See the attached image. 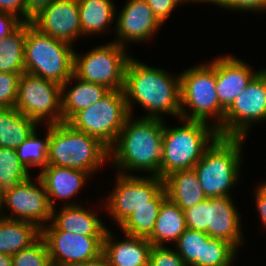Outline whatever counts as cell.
<instances>
[{
    "mask_svg": "<svg viewBox=\"0 0 266 266\" xmlns=\"http://www.w3.org/2000/svg\"><path fill=\"white\" fill-rule=\"evenodd\" d=\"M246 139L218 136L193 167L206 198L232 197L231 188L241 177L242 148Z\"/></svg>",
    "mask_w": 266,
    "mask_h": 266,
    "instance_id": "3",
    "label": "cell"
},
{
    "mask_svg": "<svg viewBox=\"0 0 266 266\" xmlns=\"http://www.w3.org/2000/svg\"><path fill=\"white\" fill-rule=\"evenodd\" d=\"M31 176L15 149L0 147V191L12 188Z\"/></svg>",
    "mask_w": 266,
    "mask_h": 266,
    "instance_id": "30",
    "label": "cell"
},
{
    "mask_svg": "<svg viewBox=\"0 0 266 266\" xmlns=\"http://www.w3.org/2000/svg\"><path fill=\"white\" fill-rule=\"evenodd\" d=\"M23 22L12 14L0 12V42L4 37L11 35Z\"/></svg>",
    "mask_w": 266,
    "mask_h": 266,
    "instance_id": "40",
    "label": "cell"
},
{
    "mask_svg": "<svg viewBox=\"0 0 266 266\" xmlns=\"http://www.w3.org/2000/svg\"><path fill=\"white\" fill-rule=\"evenodd\" d=\"M207 207L208 198H205L199 204L183 210L187 228L207 233Z\"/></svg>",
    "mask_w": 266,
    "mask_h": 266,
    "instance_id": "37",
    "label": "cell"
},
{
    "mask_svg": "<svg viewBox=\"0 0 266 266\" xmlns=\"http://www.w3.org/2000/svg\"><path fill=\"white\" fill-rule=\"evenodd\" d=\"M52 266H74L103 254L105 236H84L58 230L51 222L41 229Z\"/></svg>",
    "mask_w": 266,
    "mask_h": 266,
    "instance_id": "14",
    "label": "cell"
},
{
    "mask_svg": "<svg viewBox=\"0 0 266 266\" xmlns=\"http://www.w3.org/2000/svg\"><path fill=\"white\" fill-rule=\"evenodd\" d=\"M50 222L60 231L84 236H105L108 229L97 212L87 210L81 204L64 205L59 211L53 208Z\"/></svg>",
    "mask_w": 266,
    "mask_h": 266,
    "instance_id": "21",
    "label": "cell"
},
{
    "mask_svg": "<svg viewBox=\"0 0 266 266\" xmlns=\"http://www.w3.org/2000/svg\"><path fill=\"white\" fill-rule=\"evenodd\" d=\"M40 179L43 181L48 199L52 208H55L57 200L65 201L64 205H78L81 203L70 201L71 198L80 193L81 188L89 179L90 174L83 170L67 168L63 166H47L42 171L38 172ZM71 202V203H68Z\"/></svg>",
    "mask_w": 266,
    "mask_h": 266,
    "instance_id": "19",
    "label": "cell"
},
{
    "mask_svg": "<svg viewBox=\"0 0 266 266\" xmlns=\"http://www.w3.org/2000/svg\"><path fill=\"white\" fill-rule=\"evenodd\" d=\"M107 161L109 149L97 138L74 129L67 122L50 124L48 166L79 169L91 176Z\"/></svg>",
    "mask_w": 266,
    "mask_h": 266,
    "instance_id": "6",
    "label": "cell"
},
{
    "mask_svg": "<svg viewBox=\"0 0 266 266\" xmlns=\"http://www.w3.org/2000/svg\"><path fill=\"white\" fill-rule=\"evenodd\" d=\"M126 47L117 42L102 44L79 55L74 50L73 74L79 79L103 85L110 90H123L125 70L131 58Z\"/></svg>",
    "mask_w": 266,
    "mask_h": 266,
    "instance_id": "10",
    "label": "cell"
},
{
    "mask_svg": "<svg viewBox=\"0 0 266 266\" xmlns=\"http://www.w3.org/2000/svg\"><path fill=\"white\" fill-rule=\"evenodd\" d=\"M12 266H52L45 239L40 236L29 247L12 256Z\"/></svg>",
    "mask_w": 266,
    "mask_h": 266,
    "instance_id": "34",
    "label": "cell"
},
{
    "mask_svg": "<svg viewBox=\"0 0 266 266\" xmlns=\"http://www.w3.org/2000/svg\"><path fill=\"white\" fill-rule=\"evenodd\" d=\"M163 131L164 119H136L130 115L109 149V162L119 170L116 173L136 175L130 173L145 171L147 175L160 177Z\"/></svg>",
    "mask_w": 266,
    "mask_h": 266,
    "instance_id": "2",
    "label": "cell"
},
{
    "mask_svg": "<svg viewBox=\"0 0 266 266\" xmlns=\"http://www.w3.org/2000/svg\"><path fill=\"white\" fill-rule=\"evenodd\" d=\"M0 12H6L25 23V0H0Z\"/></svg>",
    "mask_w": 266,
    "mask_h": 266,
    "instance_id": "41",
    "label": "cell"
},
{
    "mask_svg": "<svg viewBox=\"0 0 266 266\" xmlns=\"http://www.w3.org/2000/svg\"><path fill=\"white\" fill-rule=\"evenodd\" d=\"M167 197L182 210L199 204L206 198L194 169L175 171L164 178Z\"/></svg>",
    "mask_w": 266,
    "mask_h": 266,
    "instance_id": "23",
    "label": "cell"
},
{
    "mask_svg": "<svg viewBox=\"0 0 266 266\" xmlns=\"http://www.w3.org/2000/svg\"><path fill=\"white\" fill-rule=\"evenodd\" d=\"M12 256L0 253V266H12Z\"/></svg>",
    "mask_w": 266,
    "mask_h": 266,
    "instance_id": "46",
    "label": "cell"
},
{
    "mask_svg": "<svg viewBox=\"0 0 266 266\" xmlns=\"http://www.w3.org/2000/svg\"><path fill=\"white\" fill-rule=\"evenodd\" d=\"M232 0H191V3H209V4H216L219 7H223L225 9Z\"/></svg>",
    "mask_w": 266,
    "mask_h": 266,
    "instance_id": "45",
    "label": "cell"
},
{
    "mask_svg": "<svg viewBox=\"0 0 266 266\" xmlns=\"http://www.w3.org/2000/svg\"><path fill=\"white\" fill-rule=\"evenodd\" d=\"M256 187L253 199H255L256 210L263 225L262 227L266 229V181L260 182L259 186Z\"/></svg>",
    "mask_w": 266,
    "mask_h": 266,
    "instance_id": "42",
    "label": "cell"
},
{
    "mask_svg": "<svg viewBox=\"0 0 266 266\" xmlns=\"http://www.w3.org/2000/svg\"><path fill=\"white\" fill-rule=\"evenodd\" d=\"M15 109L40 125L62 123L61 85L29 72L22 73Z\"/></svg>",
    "mask_w": 266,
    "mask_h": 266,
    "instance_id": "11",
    "label": "cell"
},
{
    "mask_svg": "<svg viewBox=\"0 0 266 266\" xmlns=\"http://www.w3.org/2000/svg\"><path fill=\"white\" fill-rule=\"evenodd\" d=\"M54 0H25V23L38 15L44 8H46Z\"/></svg>",
    "mask_w": 266,
    "mask_h": 266,
    "instance_id": "43",
    "label": "cell"
},
{
    "mask_svg": "<svg viewBox=\"0 0 266 266\" xmlns=\"http://www.w3.org/2000/svg\"><path fill=\"white\" fill-rule=\"evenodd\" d=\"M118 14L114 26L118 38L114 42L124 47L130 42L140 44L148 41L163 25L146 0H127Z\"/></svg>",
    "mask_w": 266,
    "mask_h": 266,
    "instance_id": "16",
    "label": "cell"
},
{
    "mask_svg": "<svg viewBox=\"0 0 266 266\" xmlns=\"http://www.w3.org/2000/svg\"><path fill=\"white\" fill-rule=\"evenodd\" d=\"M240 252L230 242L209 237L203 243L202 266H234Z\"/></svg>",
    "mask_w": 266,
    "mask_h": 266,
    "instance_id": "33",
    "label": "cell"
},
{
    "mask_svg": "<svg viewBox=\"0 0 266 266\" xmlns=\"http://www.w3.org/2000/svg\"><path fill=\"white\" fill-rule=\"evenodd\" d=\"M38 125L15 107L0 108V147L16 149Z\"/></svg>",
    "mask_w": 266,
    "mask_h": 266,
    "instance_id": "27",
    "label": "cell"
},
{
    "mask_svg": "<svg viewBox=\"0 0 266 266\" xmlns=\"http://www.w3.org/2000/svg\"><path fill=\"white\" fill-rule=\"evenodd\" d=\"M161 206H142L127 217L118 227L122 234L148 238L154 229Z\"/></svg>",
    "mask_w": 266,
    "mask_h": 266,
    "instance_id": "31",
    "label": "cell"
},
{
    "mask_svg": "<svg viewBox=\"0 0 266 266\" xmlns=\"http://www.w3.org/2000/svg\"><path fill=\"white\" fill-rule=\"evenodd\" d=\"M45 129L46 135L44 139H40L37 133L38 129L36 128L33 133L15 149L20 162L27 170H31V167H38L41 169L39 171H42L48 166L50 125H45Z\"/></svg>",
    "mask_w": 266,
    "mask_h": 266,
    "instance_id": "29",
    "label": "cell"
},
{
    "mask_svg": "<svg viewBox=\"0 0 266 266\" xmlns=\"http://www.w3.org/2000/svg\"><path fill=\"white\" fill-rule=\"evenodd\" d=\"M20 74L0 72V108L15 107Z\"/></svg>",
    "mask_w": 266,
    "mask_h": 266,
    "instance_id": "35",
    "label": "cell"
},
{
    "mask_svg": "<svg viewBox=\"0 0 266 266\" xmlns=\"http://www.w3.org/2000/svg\"><path fill=\"white\" fill-rule=\"evenodd\" d=\"M81 38L106 33L116 19V4L113 0H77Z\"/></svg>",
    "mask_w": 266,
    "mask_h": 266,
    "instance_id": "24",
    "label": "cell"
},
{
    "mask_svg": "<svg viewBox=\"0 0 266 266\" xmlns=\"http://www.w3.org/2000/svg\"><path fill=\"white\" fill-rule=\"evenodd\" d=\"M232 197L208 198L207 234L233 244L238 250L244 243L241 216Z\"/></svg>",
    "mask_w": 266,
    "mask_h": 266,
    "instance_id": "18",
    "label": "cell"
},
{
    "mask_svg": "<svg viewBox=\"0 0 266 266\" xmlns=\"http://www.w3.org/2000/svg\"><path fill=\"white\" fill-rule=\"evenodd\" d=\"M146 2L158 20L164 24L176 7L182 3H191V0H146Z\"/></svg>",
    "mask_w": 266,
    "mask_h": 266,
    "instance_id": "38",
    "label": "cell"
},
{
    "mask_svg": "<svg viewBox=\"0 0 266 266\" xmlns=\"http://www.w3.org/2000/svg\"><path fill=\"white\" fill-rule=\"evenodd\" d=\"M149 266H187L178 252L169 246H152Z\"/></svg>",
    "mask_w": 266,
    "mask_h": 266,
    "instance_id": "36",
    "label": "cell"
},
{
    "mask_svg": "<svg viewBox=\"0 0 266 266\" xmlns=\"http://www.w3.org/2000/svg\"><path fill=\"white\" fill-rule=\"evenodd\" d=\"M259 71L236 56L216 57V91L220 105L226 110Z\"/></svg>",
    "mask_w": 266,
    "mask_h": 266,
    "instance_id": "17",
    "label": "cell"
},
{
    "mask_svg": "<svg viewBox=\"0 0 266 266\" xmlns=\"http://www.w3.org/2000/svg\"><path fill=\"white\" fill-rule=\"evenodd\" d=\"M40 236L41 229L35 223L0 216V253L13 256Z\"/></svg>",
    "mask_w": 266,
    "mask_h": 266,
    "instance_id": "26",
    "label": "cell"
},
{
    "mask_svg": "<svg viewBox=\"0 0 266 266\" xmlns=\"http://www.w3.org/2000/svg\"><path fill=\"white\" fill-rule=\"evenodd\" d=\"M74 266H110L107 257L104 254H101L96 259L83 262Z\"/></svg>",
    "mask_w": 266,
    "mask_h": 266,
    "instance_id": "44",
    "label": "cell"
},
{
    "mask_svg": "<svg viewBox=\"0 0 266 266\" xmlns=\"http://www.w3.org/2000/svg\"><path fill=\"white\" fill-rule=\"evenodd\" d=\"M113 234L107 229L103 239V254L110 266H149L153 245L147 238L123 234L125 239L118 241Z\"/></svg>",
    "mask_w": 266,
    "mask_h": 266,
    "instance_id": "20",
    "label": "cell"
},
{
    "mask_svg": "<svg viewBox=\"0 0 266 266\" xmlns=\"http://www.w3.org/2000/svg\"><path fill=\"white\" fill-rule=\"evenodd\" d=\"M209 237L206 232L187 228L174 243V249L187 266H202L203 243Z\"/></svg>",
    "mask_w": 266,
    "mask_h": 266,
    "instance_id": "32",
    "label": "cell"
},
{
    "mask_svg": "<svg viewBox=\"0 0 266 266\" xmlns=\"http://www.w3.org/2000/svg\"><path fill=\"white\" fill-rule=\"evenodd\" d=\"M116 184L104 200V208L119 226L142 206H161L167 198L164 179L158 176L123 175L117 173Z\"/></svg>",
    "mask_w": 266,
    "mask_h": 266,
    "instance_id": "8",
    "label": "cell"
},
{
    "mask_svg": "<svg viewBox=\"0 0 266 266\" xmlns=\"http://www.w3.org/2000/svg\"><path fill=\"white\" fill-rule=\"evenodd\" d=\"M232 11L266 12V0H232L225 8Z\"/></svg>",
    "mask_w": 266,
    "mask_h": 266,
    "instance_id": "39",
    "label": "cell"
},
{
    "mask_svg": "<svg viewBox=\"0 0 266 266\" xmlns=\"http://www.w3.org/2000/svg\"><path fill=\"white\" fill-rule=\"evenodd\" d=\"M1 200H2V192L0 191V215H1V211H2V208H1Z\"/></svg>",
    "mask_w": 266,
    "mask_h": 266,
    "instance_id": "47",
    "label": "cell"
},
{
    "mask_svg": "<svg viewBox=\"0 0 266 266\" xmlns=\"http://www.w3.org/2000/svg\"><path fill=\"white\" fill-rule=\"evenodd\" d=\"M261 121H266V68L253 77L225 110L217 132L222 137L248 138L250 128Z\"/></svg>",
    "mask_w": 266,
    "mask_h": 266,
    "instance_id": "12",
    "label": "cell"
},
{
    "mask_svg": "<svg viewBox=\"0 0 266 266\" xmlns=\"http://www.w3.org/2000/svg\"><path fill=\"white\" fill-rule=\"evenodd\" d=\"M129 116L124 90H110L95 104L77 112L67 123L97 138L110 149Z\"/></svg>",
    "mask_w": 266,
    "mask_h": 266,
    "instance_id": "9",
    "label": "cell"
},
{
    "mask_svg": "<svg viewBox=\"0 0 266 266\" xmlns=\"http://www.w3.org/2000/svg\"><path fill=\"white\" fill-rule=\"evenodd\" d=\"M187 229L183 210L168 197L162 202L152 234L147 238L153 246L175 243Z\"/></svg>",
    "mask_w": 266,
    "mask_h": 266,
    "instance_id": "25",
    "label": "cell"
},
{
    "mask_svg": "<svg viewBox=\"0 0 266 266\" xmlns=\"http://www.w3.org/2000/svg\"><path fill=\"white\" fill-rule=\"evenodd\" d=\"M73 45L41 33L31 22L26 23L24 69L60 85L73 75Z\"/></svg>",
    "mask_w": 266,
    "mask_h": 266,
    "instance_id": "7",
    "label": "cell"
},
{
    "mask_svg": "<svg viewBox=\"0 0 266 266\" xmlns=\"http://www.w3.org/2000/svg\"><path fill=\"white\" fill-rule=\"evenodd\" d=\"M180 89V118L211 123L216 130L222 125L225 109L216 91V58L183 70Z\"/></svg>",
    "mask_w": 266,
    "mask_h": 266,
    "instance_id": "5",
    "label": "cell"
},
{
    "mask_svg": "<svg viewBox=\"0 0 266 266\" xmlns=\"http://www.w3.org/2000/svg\"><path fill=\"white\" fill-rule=\"evenodd\" d=\"M123 90L131 116H134L133 104L138 103L147 112L143 118L163 119L164 114H168L180 119V73L172 75L163 68L148 66L131 56L125 70Z\"/></svg>",
    "mask_w": 266,
    "mask_h": 266,
    "instance_id": "1",
    "label": "cell"
},
{
    "mask_svg": "<svg viewBox=\"0 0 266 266\" xmlns=\"http://www.w3.org/2000/svg\"><path fill=\"white\" fill-rule=\"evenodd\" d=\"M26 23L0 42V72L22 74L24 69V44Z\"/></svg>",
    "mask_w": 266,
    "mask_h": 266,
    "instance_id": "28",
    "label": "cell"
},
{
    "mask_svg": "<svg viewBox=\"0 0 266 266\" xmlns=\"http://www.w3.org/2000/svg\"><path fill=\"white\" fill-rule=\"evenodd\" d=\"M73 81L77 84L71 86ZM109 91L103 85L83 81L73 74L61 85L63 122H68L77 112L95 104Z\"/></svg>",
    "mask_w": 266,
    "mask_h": 266,
    "instance_id": "22",
    "label": "cell"
},
{
    "mask_svg": "<svg viewBox=\"0 0 266 266\" xmlns=\"http://www.w3.org/2000/svg\"><path fill=\"white\" fill-rule=\"evenodd\" d=\"M181 120L182 126L168 127L164 120L160 178L180 170L193 169L205 150L219 136L206 122Z\"/></svg>",
    "mask_w": 266,
    "mask_h": 266,
    "instance_id": "4",
    "label": "cell"
},
{
    "mask_svg": "<svg viewBox=\"0 0 266 266\" xmlns=\"http://www.w3.org/2000/svg\"><path fill=\"white\" fill-rule=\"evenodd\" d=\"M31 23L41 33L73 46L81 38L77 0H54Z\"/></svg>",
    "mask_w": 266,
    "mask_h": 266,
    "instance_id": "15",
    "label": "cell"
},
{
    "mask_svg": "<svg viewBox=\"0 0 266 266\" xmlns=\"http://www.w3.org/2000/svg\"><path fill=\"white\" fill-rule=\"evenodd\" d=\"M32 176L2 192L1 208L12 213L1 211V217L35 223L40 229L50 223L53 208L50 205L45 185L37 174L35 183ZM4 212V213H3ZM17 215V216H16Z\"/></svg>",
    "mask_w": 266,
    "mask_h": 266,
    "instance_id": "13",
    "label": "cell"
}]
</instances>
